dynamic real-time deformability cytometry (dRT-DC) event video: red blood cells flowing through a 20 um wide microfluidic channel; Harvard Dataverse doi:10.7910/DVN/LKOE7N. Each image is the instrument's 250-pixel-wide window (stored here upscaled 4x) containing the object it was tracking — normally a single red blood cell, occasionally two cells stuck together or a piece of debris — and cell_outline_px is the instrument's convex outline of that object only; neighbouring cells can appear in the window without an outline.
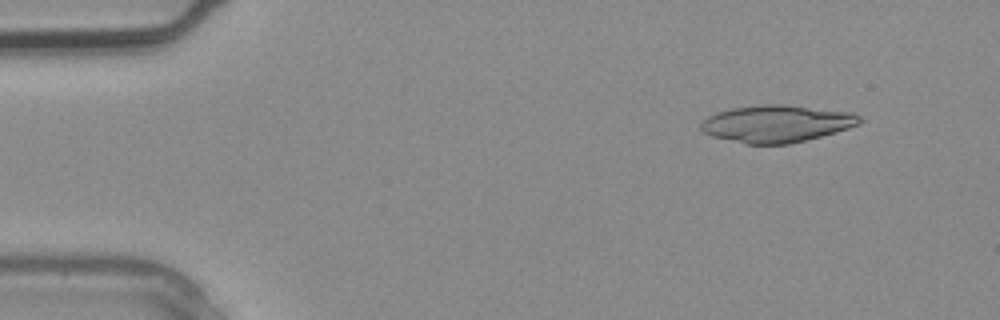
{"species": "common noctule bat (a hibernating species)", "species_latin": "Nyctalus noctula", "temperature_condition": "warm", "stored_images_in_passage": 3, "camera_frame_rate_fps": 3000, "um_per_image_px": 0.085, "animal": {"sex": "male", "body_mass_g": 20.4}, "frame": {"image": 1, "passage_image": 1, "time_ms": 0.0, "image_size_px": [1000, 320], "cell_outline_px": [[864, 120], [860, 124], [836, 132], [788, 144], [744, 144], [712, 136], [704, 132], [700, 128], [700, 124], [708, 116], [716, 112], [732, 108], [760, 104], [784, 104], [852, 112], [860, 116]], "centroid_in_image_um": [66.02, 10.5], "position_along_channel_um": 19.0, "area_um2": 34.45}}